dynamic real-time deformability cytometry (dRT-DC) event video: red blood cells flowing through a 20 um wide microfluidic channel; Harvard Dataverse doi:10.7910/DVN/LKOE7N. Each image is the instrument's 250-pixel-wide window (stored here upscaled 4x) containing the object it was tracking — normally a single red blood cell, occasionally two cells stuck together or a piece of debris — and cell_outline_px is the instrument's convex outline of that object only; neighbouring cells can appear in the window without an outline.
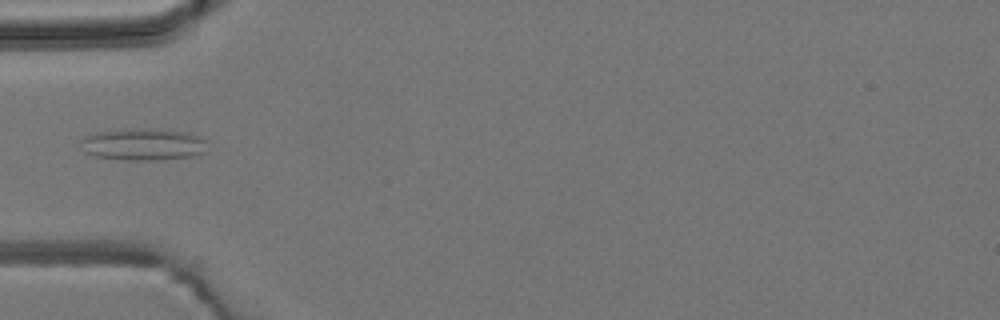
{"species": "common noctule bat (a hibernating species)", "species_latin": "Nyctalus noctula", "temperature_condition": "room temperature", "stored_images_in_passage": 6, "camera_frame_rate_fps": 3000, "um_per_image_px": 0.085, "animal": {"sex": "male", "body_mass_g": 19.2, "forearm_length_mm": 51.8}, "frame": {"image": 1, "passage_image": 5, "time_ms": 5.0, "image_size_px": [1000, 320], "cell_outline_px": [[208, 152], [196, 156], [160, 160], [128, 160], [96, 156], [84, 152], [80, 140], [84, 136], [96, 132], [132, 128], [148, 128], [188, 132], [200, 136], [204, 140]], "centroid_in_image_um": [12.21, 12.27], "position_along_channel_um": 72.8, "area_um2": 23.93}}